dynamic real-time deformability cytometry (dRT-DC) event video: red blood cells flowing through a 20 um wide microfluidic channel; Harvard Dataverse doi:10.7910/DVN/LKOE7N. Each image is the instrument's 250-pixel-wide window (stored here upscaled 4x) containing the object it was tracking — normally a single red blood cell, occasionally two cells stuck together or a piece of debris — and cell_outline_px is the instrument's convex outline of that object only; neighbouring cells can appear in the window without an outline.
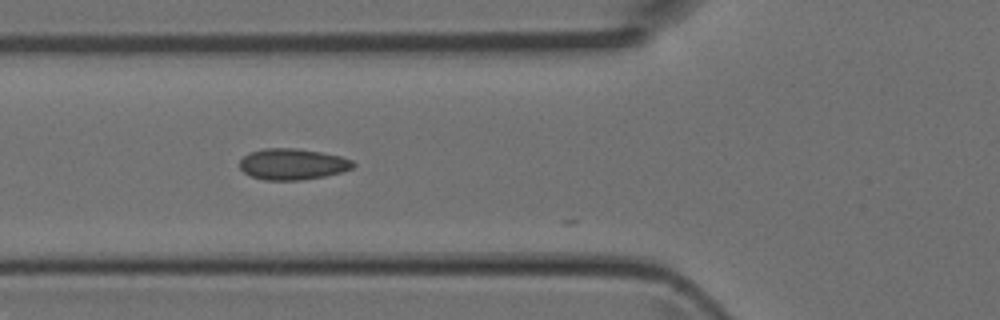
{"species": "Egyptian fruit bat (a non-hibernating species)", "species_latin": "Rousettus aegyptiacus", "temperature_condition": "room temperature", "stored_images_in_passage": 21, "camera_frame_rate_fps": 3000, "um_per_image_px": 0.085, "animal": {"sex": "female"}, "frame": {"image": 1, "passage_image": 3, "time_ms": 0.667, "image_size_px": [1000, 320], "cell_outline_px": [[356, 164], [352, 168], [340, 172], [324, 176], [300, 180], [264, 180], [252, 176], [244, 172], [240, 168], [240, 160], [248, 152], [264, 148], [296, 148], [320, 152], [340, 156], [352, 160]], "centroid_in_image_um": [24.85, 13.94], "position_along_channel_um": 101.0, "area_um2": 20.52}}